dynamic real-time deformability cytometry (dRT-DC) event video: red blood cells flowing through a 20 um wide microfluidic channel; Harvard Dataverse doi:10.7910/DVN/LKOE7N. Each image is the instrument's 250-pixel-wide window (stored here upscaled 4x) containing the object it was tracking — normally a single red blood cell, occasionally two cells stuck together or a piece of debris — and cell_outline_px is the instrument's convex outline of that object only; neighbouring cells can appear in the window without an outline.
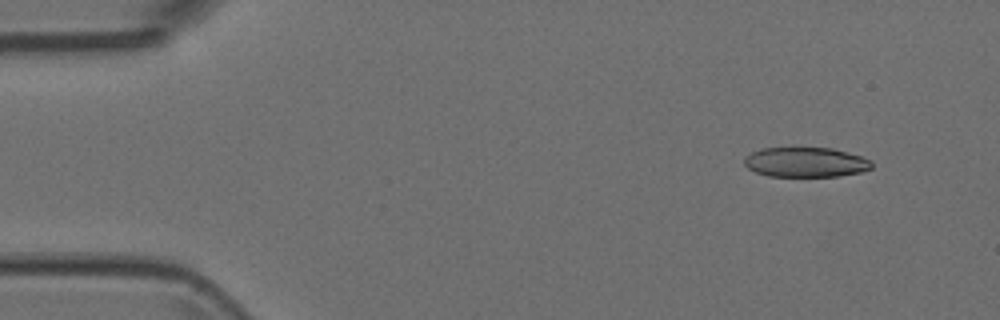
{"species": "Egyptian fruit bat (a non-hibernating species)", "species_latin": "Rousettus aegyptiacus", "temperature_condition": "room temperature", "stored_images_in_passage": 6, "camera_frame_rate_fps": 3000, "um_per_image_px": 0.085, "animal": {"sex": "female"}, "frame": {"image": 1, "passage_image": 2, "time_ms": 0.333, "image_size_px": [1000, 320], "cell_outline_px": [[872, 168], [860, 172], [840, 176], [768, 176], [756, 172], [748, 168], [744, 164], [744, 156], [760, 148], [792, 144], [796, 144], [832, 148], [860, 156], [872, 160]], "centroid_in_image_um": [68.42, 13.72], "position_along_channel_um": 16.6, "area_um2": 23.24}}
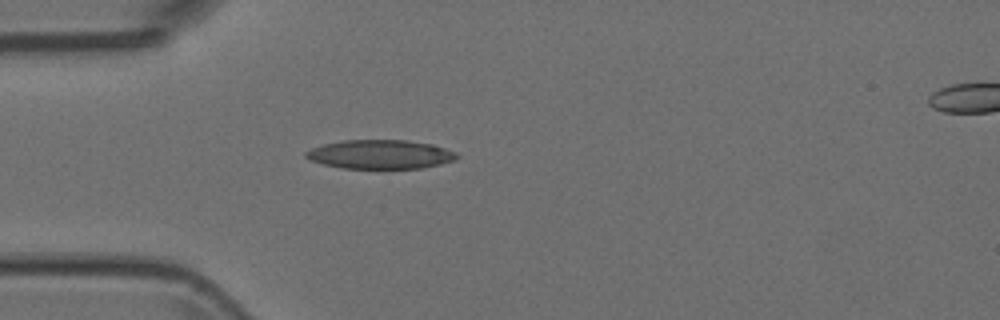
{"frame": {"image": 2, "passage_image": 5, "time_ms": 1.333, "image_size_px": [1000, 320], "cell_outline_px": [[460, 156], [456, 160], [440, 164], [420, 168], [344, 168], [324, 164], [312, 160], [304, 156], [304, 152], [312, 148], [324, 144], [344, 140], [404, 140], [432, 144], [456, 152]], "centroid_in_image_um": [32.35, 13.12], "position_along_channel_um": 52.7, "area_um2": 25.32}}